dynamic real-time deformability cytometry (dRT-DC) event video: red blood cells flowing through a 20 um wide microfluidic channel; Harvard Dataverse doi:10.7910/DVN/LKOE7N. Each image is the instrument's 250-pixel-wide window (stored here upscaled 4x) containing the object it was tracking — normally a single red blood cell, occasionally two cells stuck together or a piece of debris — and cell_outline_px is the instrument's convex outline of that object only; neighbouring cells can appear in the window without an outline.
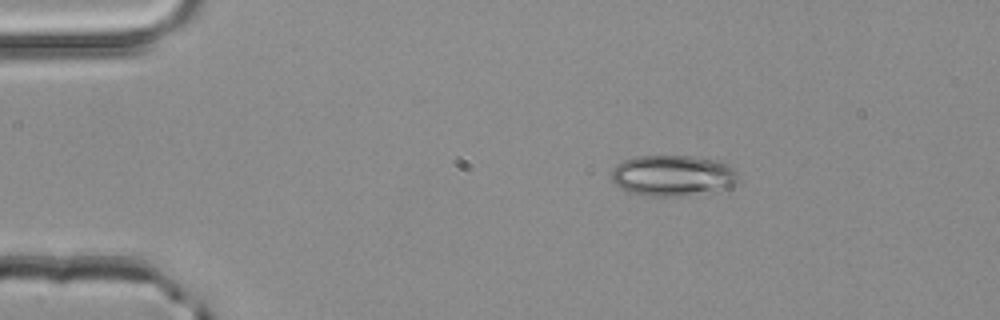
{"species": "common noctule bat (a hibernating species)", "species_latin": "Nyctalus noctula", "temperature_condition": "room temperature", "stored_images_in_passage": 3, "camera_frame_rate_fps": 3000, "um_per_image_px": 0.085, "animal": {"sex": "male", "body_mass_g": 20.4}, "frame": {"image": 1, "passage_image": 2, "time_ms": 0.333, "image_size_px": [1000, 320], "cell_outline_px": [[736, 180], [728, 188], [676, 196], [648, 196], [628, 192], [620, 188], [612, 180], [612, 168], [616, 164], [624, 160], [636, 156], [696, 156], [724, 160], [732, 164], [736, 172]], "centroid_in_image_um": [57.18, 14.89], "position_along_channel_um": 27.8, "area_um2": 30.4}}